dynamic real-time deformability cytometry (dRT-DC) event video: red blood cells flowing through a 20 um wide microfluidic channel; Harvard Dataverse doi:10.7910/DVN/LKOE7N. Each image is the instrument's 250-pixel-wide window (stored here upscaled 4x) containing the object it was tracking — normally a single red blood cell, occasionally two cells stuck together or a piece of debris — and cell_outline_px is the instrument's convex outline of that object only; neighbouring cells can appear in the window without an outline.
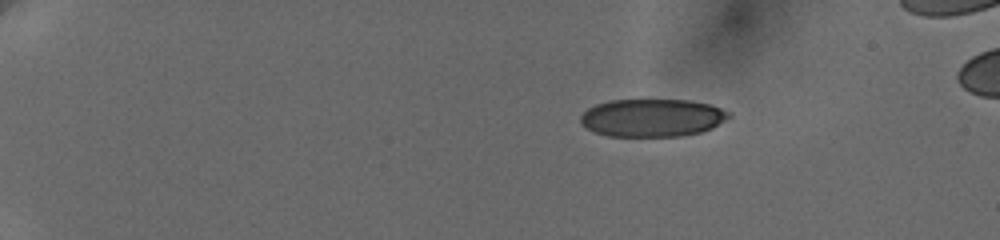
{"species": "human", "species_latin": "Homo sapiens", "temperature_condition": "cold", "stored_images_in_passage": 86, "camera_frame_rate_fps": 3000, "um_per_image_px": 0.085, "donor": {"sex": "female"}, "frame": {"image": 1, "passage_image": 1, "time_ms": 0.0, "image_size_px": [1000, 240], "cell_outline_px": [[732, 116], [712, 128], [700, 132], [676, 136], [608, 136], [596, 132], [580, 124], [580, 116], [588, 108], [596, 104], [608, 100], [692, 100], [712, 104], [732, 112]], "centroid_in_image_um": [55.47, 9.99], "position_along_channel_um": 29.5, "area_um2": 32.89}}
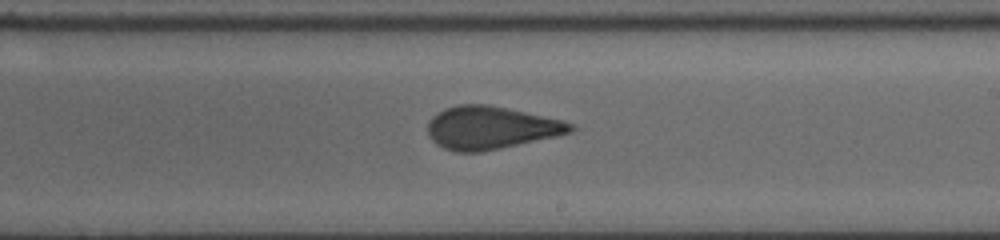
{"frame": {"image": 2, "passage_image": 48, "time_ms": 9.0, "image_size_px": [1000, 240], "cell_outline_px": [[576, 128], [572, 132], [500, 148], [480, 152], [456, 152], [444, 148], [436, 144], [428, 136], [428, 120], [432, 116], [444, 108], [460, 104], [488, 104], [564, 120], [572, 124]], "centroid_in_image_um": [41.68, 10.85], "position_along_channel_um": 247.3, "area_um2": 35.55}}
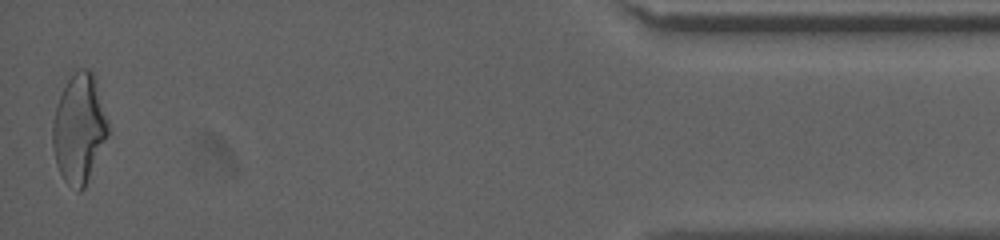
{"frame": {"image": 3, "passage_image": 85, "time_ms": 15.667, "image_size_px": [1000, 240], "cell_outline_px": [[108, 132], [84, 188], [80, 192], [76, 192], [64, 180], [56, 164], [52, 144], [52, 124], [56, 108], [60, 96], [68, 80], [80, 68], [88, 68], [92, 72], [96, 80], [108, 120]], "centroid_in_image_um": [6.71, 10.93], "position_along_channel_um": 428.5, "area_um2": 34.68}, "authors_computed_cell_mechanics": {"area_um2": 34.969, "velocity_mm_per_s": 3.6645, "shape_relaxation_time_tau1_ms": 7.4709, "shape_relaxation_time_tau2_ms": 1.1233, "deformation_change_tau1": 0.1781, "deformation_change_tau2": 0.0923}}